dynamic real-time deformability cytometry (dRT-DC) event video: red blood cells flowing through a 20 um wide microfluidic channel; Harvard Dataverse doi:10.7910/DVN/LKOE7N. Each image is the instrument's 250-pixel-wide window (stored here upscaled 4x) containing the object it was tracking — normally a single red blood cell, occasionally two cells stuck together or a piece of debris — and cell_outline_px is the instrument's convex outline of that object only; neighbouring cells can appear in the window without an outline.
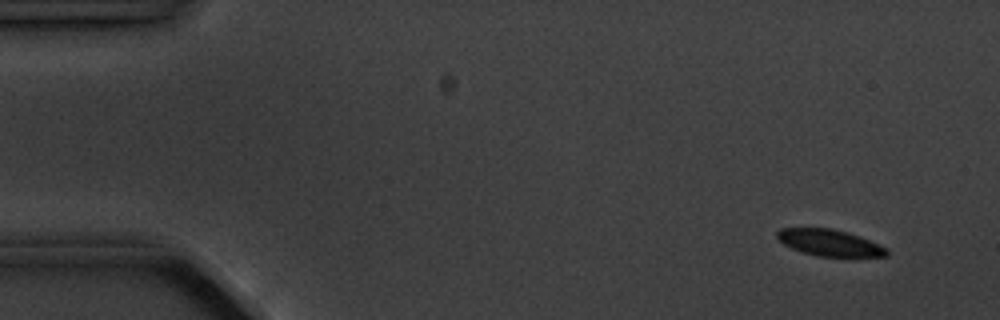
{"species": "common noctule bat (a hibernating species)", "species_latin": "Nyctalus noctula", "temperature_condition": "cold", "stored_images_in_passage": 5, "camera_frame_rate_fps": 3000, "um_per_image_px": 0.085, "animal": {"sex": "male", "body_mass_g": 20.1, "forearm_length_mm": 53.5}, "frame": {"image": 1, "passage_image": 1, "time_ms": 0.0, "image_size_px": [1000, 320], "cell_outline_px": [[888, 256], [816, 256], [800, 252], [784, 244], [776, 236], [776, 232], [780, 228], [832, 228], [868, 240], [888, 248]], "centroid_in_image_um": [70.47, 20.63], "position_along_channel_um": 14.5, "area_um2": 16.65}}
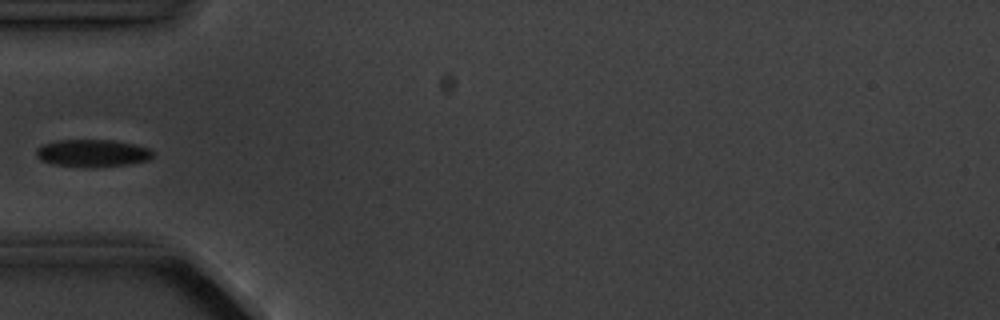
{"frame": {"image": 2, "passage_image": 5, "time_ms": 4.667, "image_size_px": [1000, 320], "cell_outline_px": [[152, 156], [148, 160], [128, 164], [52, 164], [40, 160], [36, 156], [36, 148], [44, 144], [56, 140], [112, 140], [136, 144], [148, 148], [152, 152]], "centroid_in_image_um": [7.84, 12.95], "position_along_channel_um": 77.2, "area_um2": 17.63}}